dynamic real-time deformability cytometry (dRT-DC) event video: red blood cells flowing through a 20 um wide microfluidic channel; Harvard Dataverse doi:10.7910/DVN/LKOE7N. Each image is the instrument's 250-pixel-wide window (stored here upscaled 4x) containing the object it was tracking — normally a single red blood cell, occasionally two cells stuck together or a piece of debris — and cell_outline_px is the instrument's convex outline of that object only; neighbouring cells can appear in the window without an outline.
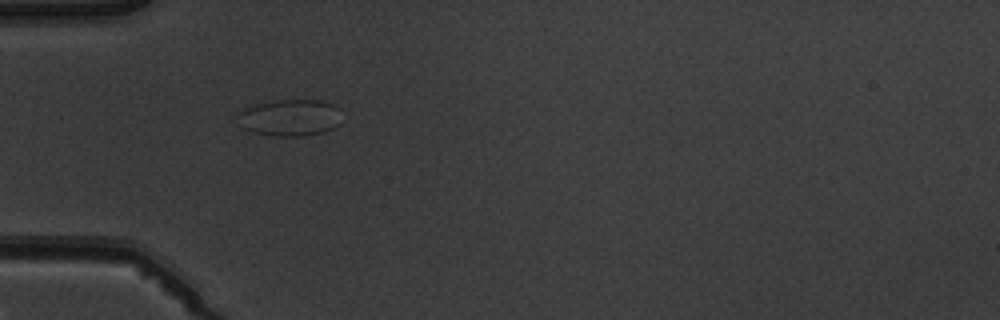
{"species": "common noctule bat (a hibernating species)", "species_latin": "Nyctalus noctula", "temperature_condition": "warm", "stored_images_in_passage": 3, "camera_frame_rate_fps": 3000, "um_per_image_px": 0.085, "animal": {"sex": "male", "body_mass_g": 19.5, "forearm_length_mm": 54.6}, "frame": {"image": 1, "passage_image": 1, "time_ms": 0.0, "image_size_px": [1000, 320], "cell_outline_px": [[340, 124], [324, 132], [304, 136], [272, 136], [252, 132], [240, 128], [236, 116], [236, 112], [256, 104], [272, 100], [316, 100], [332, 104], [340, 108]], "centroid_in_image_um": [24.6, 10.01], "position_along_channel_um": 60.4, "area_um2": 22.66}}
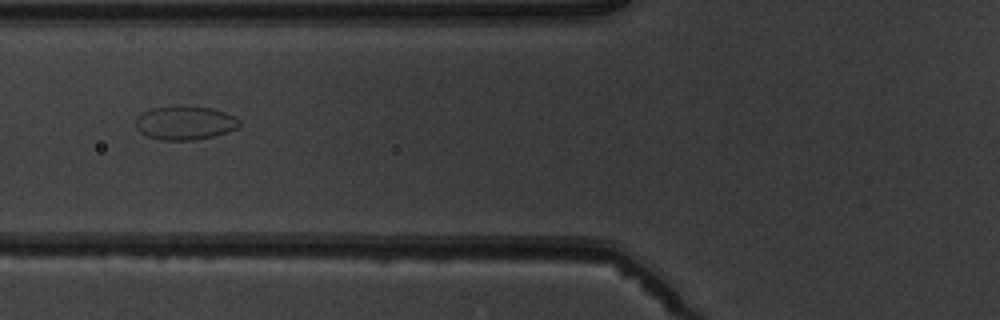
{"frame": {"image": 2, "passage_image": 2, "time_ms": 1.333, "image_size_px": [1000, 320], "cell_outline_px": [[240, 124], [236, 128], [212, 136], [192, 140], [160, 140], [148, 136], [140, 132], [136, 128], [136, 120], [144, 112], [152, 108], [172, 104], [184, 104], [212, 108], [236, 116], [240, 120]], "centroid_in_image_um": [15.71, 10.4], "position_along_channel_um": 110.1, "area_um2": 20.63}}
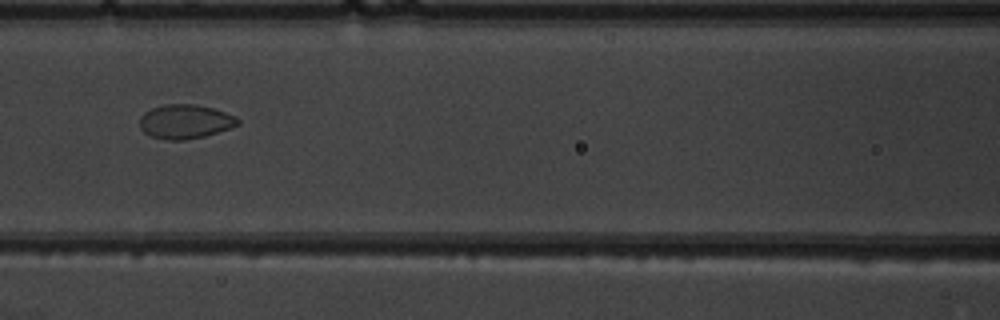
{"frame": {"image": 3, "passage_image": 3, "time_ms": 2.333, "image_size_px": [1000, 320], "cell_outline_px": [[240, 124], [204, 136], [184, 140], [168, 140], [152, 136], [144, 132], [140, 128], [140, 116], [144, 112], [152, 108], [164, 104], [196, 104], [212, 108], [236, 116], [240, 120]], "centroid_in_image_um": [15.72, 10.32], "position_along_channel_um": 150.9, "area_um2": 19.42}}